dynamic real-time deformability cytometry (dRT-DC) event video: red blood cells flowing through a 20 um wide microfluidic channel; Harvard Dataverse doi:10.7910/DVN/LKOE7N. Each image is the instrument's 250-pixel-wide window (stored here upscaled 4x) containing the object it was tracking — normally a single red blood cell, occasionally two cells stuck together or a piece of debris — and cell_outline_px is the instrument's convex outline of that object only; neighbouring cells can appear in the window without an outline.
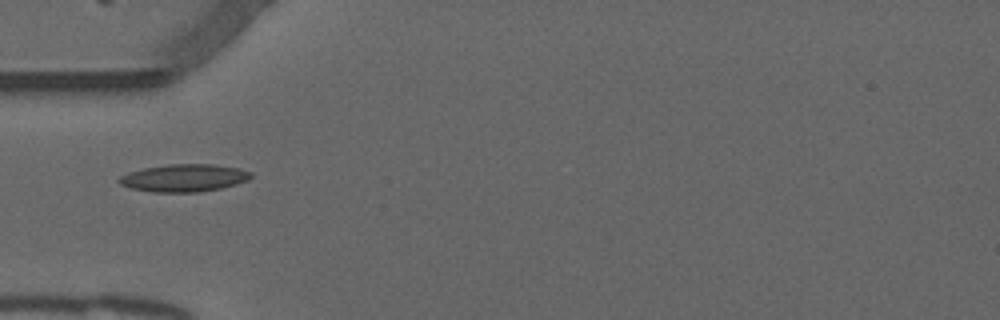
{"species": "common noctule bat (a hibernating species)", "species_latin": "Nyctalus noctula", "temperature_condition": "warm", "stored_images_in_passage": 37, "camera_frame_rate_fps": 3000, "um_per_image_px": 0.085, "animal": {"sex": "male", "forearm_length_mm": 52.5}, "frame": {"image": 1, "passage_image": 1, "time_ms": 0.0, "image_size_px": [1000, 320], "cell_outline_px": [[252, 176], [248, 180], [236, 184], [220, 188], [196, 192], [152, 192], [132, 188], [120, 184], [116, 180], [120, 176], [128, 172], [144, 168], [168, 164], [212, 164], [240, 168], [252, 172]], "centroid_in_image_um": [15.64, 15.12], "position_along_channel_um": 69.4, "area_um2": 21.15}}
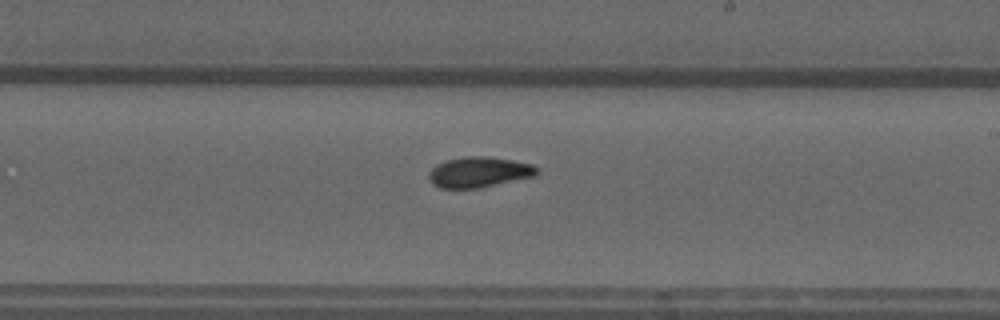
{"frame": {"image": 2, "passage_image": 15, "time_ms": 4.667, "image_size_px": [1000, 320], "cell_outline_px": [[540, 172], [536, 176], [480, 188], [440, 188], [432, 184], [428, 176], [428, 172], [436, 164], [444, 160], [464, 156], [488, 156], [512, 160], [532, 164], [540, 168]], "centroid_in_image_um": [40.73, 14.62], "position_along_channel_um": 248.3, "area_um2": 19.59}}
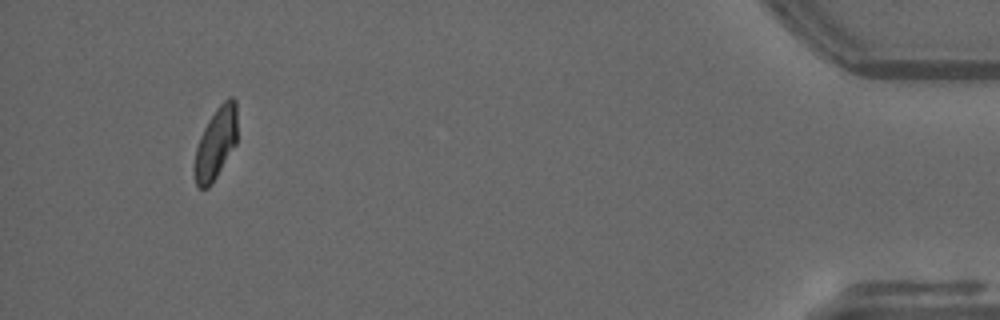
{"frame": {"image": 3, "passage_image": 34, "time_ms": 11.0, "image_size_px": [1000, 320], "cell_outline_px": [[236, 144], [216, 176], [208, 188], [200, 188], [196, 184], [192, 168], [196, 148], [200, 136], [208, 120], [216, 108], [228, 96], [232, 96], [236, 100]], "centroid_in_image_um": [18.32, 12.17], "position_along_channel_um": 416.9, "area_um2": 17.86}, "authors_computed_cell_mechanics": {"area_um2": 18.5538, "velocity_mm_per_s": 3.8234, "shape_relaxation_time_tau1_ms": null, "shape_relaxation_time_tau2_ms": 3.5123, "deformation_change_tau1": null, "deformation_change_tau2": 0.0845}}